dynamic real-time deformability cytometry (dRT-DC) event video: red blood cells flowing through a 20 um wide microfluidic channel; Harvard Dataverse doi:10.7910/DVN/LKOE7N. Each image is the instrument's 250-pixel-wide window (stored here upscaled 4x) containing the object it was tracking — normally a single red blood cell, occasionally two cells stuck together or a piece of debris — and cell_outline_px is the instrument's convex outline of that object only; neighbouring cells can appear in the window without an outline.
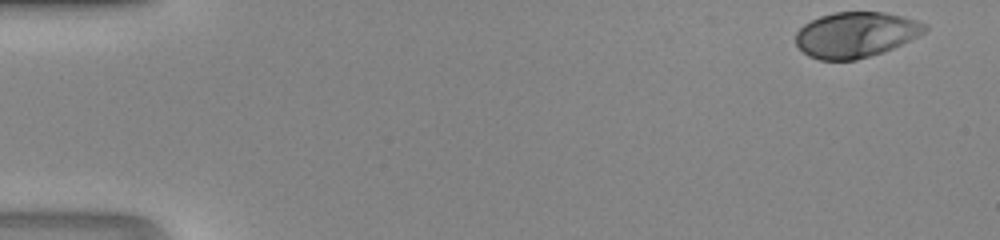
{"species": "human", "species_latin": "Homo sapiens", "temperature_condition": "room temperature", "stored_images_in_passage": 41, "camera_frame_rate_fps": 3000, "um_per_image_px": 0.085, "donor": {"sex": "male"}, "frame": {"image": 1, "passage_image": 1, "time_ms": 0.0, "image_size_px": [1000, 240], "cell_outline_px": [[928, 28], [924, 32], [884, 52], [856, 60], [820, 60], [808, 56], [796, 44], [796, 32], [804, 24], [820, 16], [836, 12], [884, 12], [916, 20], [928, 24]], "centroid_in_image_um": [72.72, 2.95], "position_along_channel_um": 12.3, "area_um2": 33.99}}
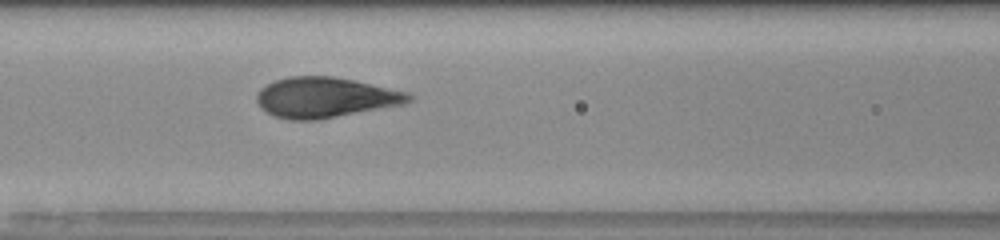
{"frame": {"image": 2, "passage_image": 20, "time_ms": 6.333, "image_size_px": [1000, 240], "cell_outline_px": [[412, 100], [404, 104], [320, 120], [288, 120], [276, 116], [260, 108], [256, 100], [256, 96], [260, 88], [276, 80], [288, 76], [332, 76], [356, 80], [408, 92], [412, 96]], "centroid_in_image_um": [27.65, 8.29], "position_along_channel_um": 138.9, "area_um2": 35.95}}
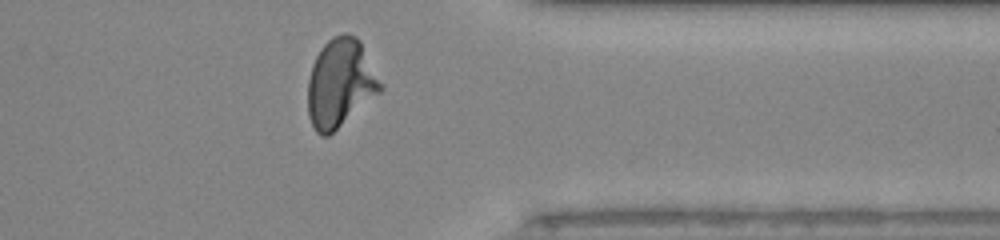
{"frame": {"image": 3, "passage_image": 37, "time_ms": 12.0, "image_size_px": [1000, 240], "cell_outline_px": [[384, 88], [380, 92], [328, 136], [320, 136], [316, 132], [308, 116], [308, 80], [312, 64], [320, 48], [332, 36], [344, 32], [356, 36], [360, 40], [384, 84]], "centroid_in_image_um": [28.94, 7.04], "position_along_channel_um": 382.5, "area_um2": 37.63}}